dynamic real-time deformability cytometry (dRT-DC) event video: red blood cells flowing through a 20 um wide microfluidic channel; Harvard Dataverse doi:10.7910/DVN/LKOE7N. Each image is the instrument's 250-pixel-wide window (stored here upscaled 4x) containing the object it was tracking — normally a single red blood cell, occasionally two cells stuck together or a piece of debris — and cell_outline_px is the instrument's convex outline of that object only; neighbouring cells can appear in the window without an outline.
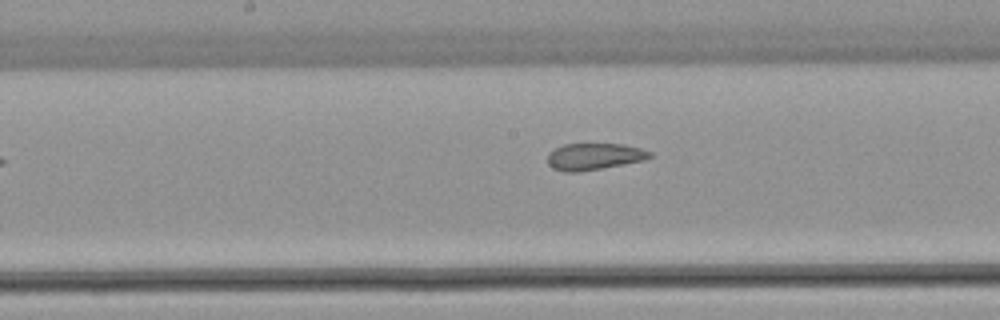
{"species": "common noctule bat (a hibernating species)", "species_latin": "Nyctalus noctula", "temperature_condition": "warm", "stored_images_in_passage": 7, "camera_frame_rate_fps": 3000, "um_per_image_px": 0.085, "animal": {"sex": "female", "body_mass_g": 22.7, "forearm_length_mm": 54.2}, "frame": {"image": 1, "passage_image": 7, "time_ms": 8.0, "image_size_px": [1000, 320], "cell_outline_px": [[652, 156], [644, 160], [624, 164], [576, 172], [564, 172], [552, 168], [548, 164], [548, 152], [564, 144], [624, 144], [640, 148], [652, 152]], "centroid_in_image_um": [50.49, 13.3], "position_along_channel_um": 197.7, "area_um2": 15.84}}